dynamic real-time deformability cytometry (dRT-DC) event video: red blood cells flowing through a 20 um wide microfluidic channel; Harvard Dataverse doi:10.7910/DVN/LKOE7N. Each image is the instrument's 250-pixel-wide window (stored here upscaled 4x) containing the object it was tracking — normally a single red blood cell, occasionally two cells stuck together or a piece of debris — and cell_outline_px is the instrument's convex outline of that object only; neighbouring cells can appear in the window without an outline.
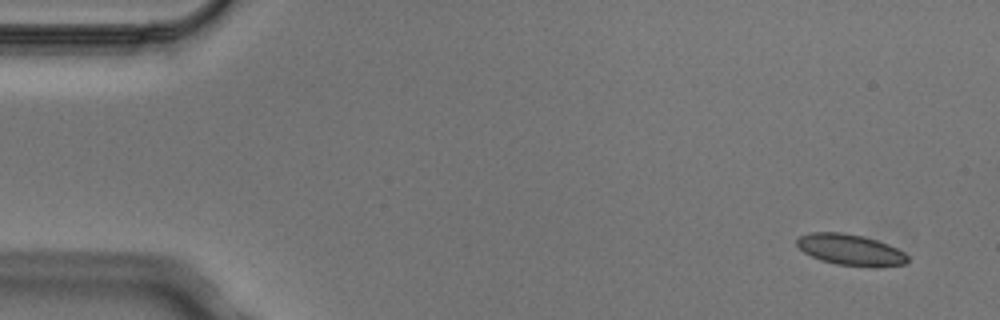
{"species": "Egyptian fruit bat (a non-hibernating species)", "species_latin": "Rousettus aegyptiacus", "temperature_condition": "cold", "stored_images_in_passage": 5, "camera_frame_rate_fps": 3000, "um_per_image_px": 0.085, "animal": {"sex": "male"}, "frame": {"image": 1, "passage_image": 1, "time_ms": 0.0, "image_size_px": [1000, 320], "cell_outline_px": [[908, 260], [904, 264], [876, 268], [868, 268], [836, 264], [820, 260], [804, 252], [796, 244], [796, 240], [800, 236], [812, 232], [844, 232], [864, 236], [888, 244], [904, 252], [908, 256]], "centroid_in_image_um": [72.31, 21.25], "position_along_channel_um": 12.7, "area_um2": 20.35}}
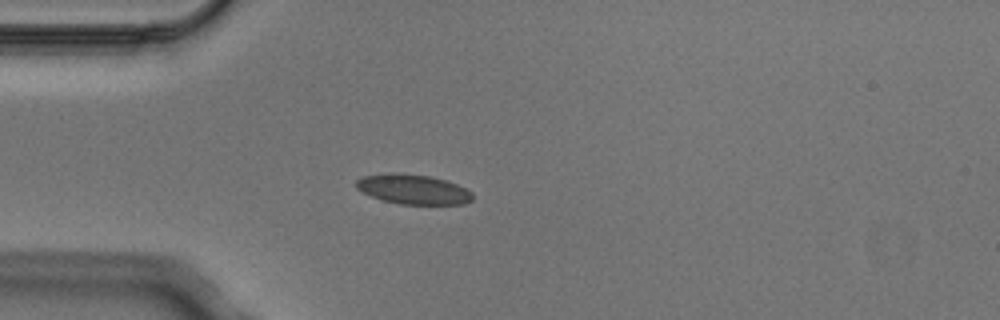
{"frame": {"image": 2, "passage_image": 4, "time_ms": 1.0, "image_size_px": [1000, 320], "cell_outline_px": [[472, 200], [464, 204], [400, 204], [384, 200], [372, 196], [356, 188], [356, 180], [364, 176], [392, 172], [396, 172], [432, 176], [456, 184], [472, 192]], "centroid_in_image_um": [35.12, 16.08], "position_along_channel_um": 49.9, "area_um2": 20.06}}